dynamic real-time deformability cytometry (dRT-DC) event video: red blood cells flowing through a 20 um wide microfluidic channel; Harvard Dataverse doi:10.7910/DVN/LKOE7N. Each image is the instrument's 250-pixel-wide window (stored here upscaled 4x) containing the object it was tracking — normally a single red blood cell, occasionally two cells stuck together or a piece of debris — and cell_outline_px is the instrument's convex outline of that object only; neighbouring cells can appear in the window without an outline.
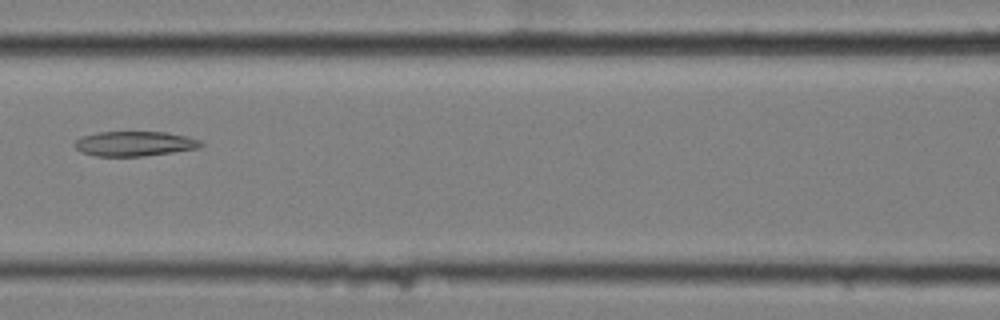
{"species": "common noctule bat (a hibernating species)", "species_latin": "Nyctalus noctula", "temperature_condition": "cold", "stored_images_in_passage": 6, "camera_frame_rate_fps": 3000, "um_per_image_px": 0.085, "animal": {"sex": "female", "body_mass_g": 25.1}, "frame": {"image": 1, "passage_image": 5, "time_ms": 1.333, "image_size_px": [1000, 320], "cell_outline_px": [[204, 144], [196, 148], [172, 152], [144, 156], [96, 156], [80, 152], [72, 144], [76, 140], [84, 136], [100, 132], [164, 132], [184, 136], [200, 140]], "centroid_in_image_um": [11.39, 12.22], "position_along_channel_um": 155.2, "area_um2": 18.03}}
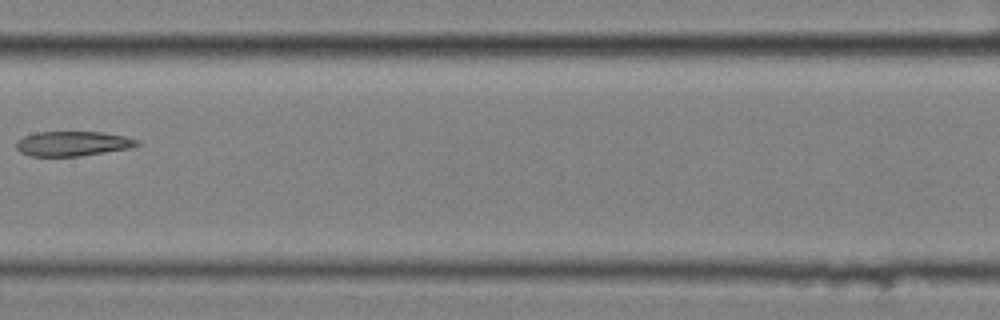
{"frame": {"image": 2, "passage_image": 6, "time_ms": 1.667, "image_size_px": [1000, 320], "cell_outline_px": [[140, 144], [132, 148], [76, 156], [32, 156], [20, 152], [16, 148], [16, 140], [24, 136], [36, 132], [104, 132], [124, 136], [136, 140]], "centroid_in_image_um": [6.15, 12.2], "position_along_channel_um": 201.3, "area_um2": 17.34}}